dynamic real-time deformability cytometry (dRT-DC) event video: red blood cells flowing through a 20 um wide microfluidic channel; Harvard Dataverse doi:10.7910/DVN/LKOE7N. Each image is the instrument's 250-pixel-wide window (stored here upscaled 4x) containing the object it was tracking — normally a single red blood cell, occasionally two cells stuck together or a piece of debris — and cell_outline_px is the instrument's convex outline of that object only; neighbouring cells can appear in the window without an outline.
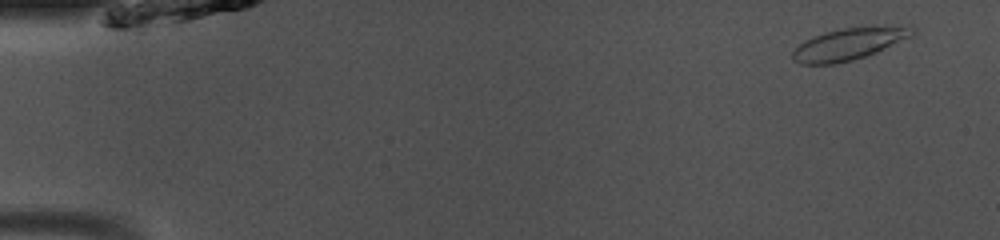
{"species": "common noctule bat (a hibernating species)", "species_latin": "Nyctalus noctula", "temperature_condition": "room temperature", "stored_images_in_passage": 49, "camera_frame_rate_fps": 3000, "um_per_image_px": 0.085, "animal": {"sex": "male", "body_mass_g": 13.0, "forearm_length_mm": 53.1}, "frame": {"image": 1, "passage_image": 3, "time_ms": 0.667, "image_size_px": [1000, 240], "cell_outline_px": [[916, 32], [912, 36], [876, 52], [852, 60], [836, 64], [800, 64], [792, 60], [792, 52], [804, 40], [812, 36], [824, 32], [840, 28], [908, 24], [912, 24], [916, 28]], "centroid_in_image_um": [72.22, 3.7], "position_along_channel_um": 12.8, "area_um2": 22.72}}
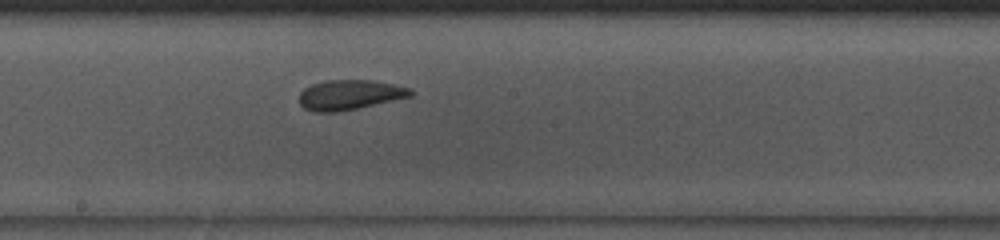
{"frame": {"image": 2, "passage_image": 27, "time_ms": 8.667, "image_size_px": [1000, 240], "cell_outline_px": [[416, 92], [412, 96], [356, 108], [336, 112], [312, 112], [304, 108], [300, 104], [300, 92], [304, 88], [312, 84], [324, 80], [372, 80], [412, 88]], "centroid_in_image_um": [29.73, 8.05], "position_along_channel_um": 218.5, "area_um2": 19.42}}
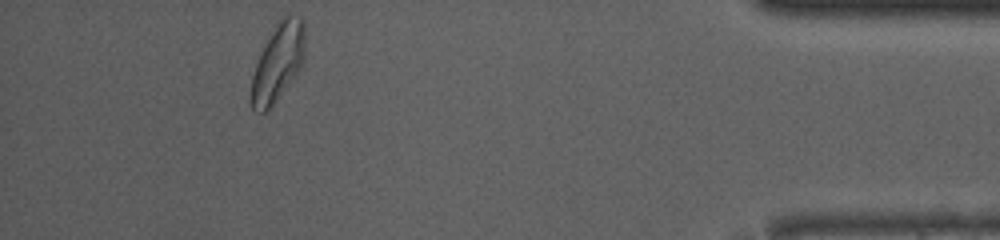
{"frame": {"image": 3, "passage_image": 45, "time_ms": 14.667, "image_size_px": [1000, 240], "cell_outline_px": [[304, 60], [300, 68], [272, 104], [264, 112], [260, 112], [252, 108], [248, 100], [252, 76], [260, 52], [276, 24], [284, 16], [300, 16], [304, 20]], "centroid_in_image_um": [23.59, 5.3], "position_along_channel_um": 411.6, "area_um2": 23.93}, "authors_computed_cell_mechanics": {"area_um2": 21.0392, "velocity_mm_per_s": 4.0847, "shape_relaxation_time_tau1_ms": 4.5522, "shape_relaxation_time_tau2_ms": 1.441, "deformation_change_tau1": 0.1225, "deformation_change_tau2": 0.0702}}